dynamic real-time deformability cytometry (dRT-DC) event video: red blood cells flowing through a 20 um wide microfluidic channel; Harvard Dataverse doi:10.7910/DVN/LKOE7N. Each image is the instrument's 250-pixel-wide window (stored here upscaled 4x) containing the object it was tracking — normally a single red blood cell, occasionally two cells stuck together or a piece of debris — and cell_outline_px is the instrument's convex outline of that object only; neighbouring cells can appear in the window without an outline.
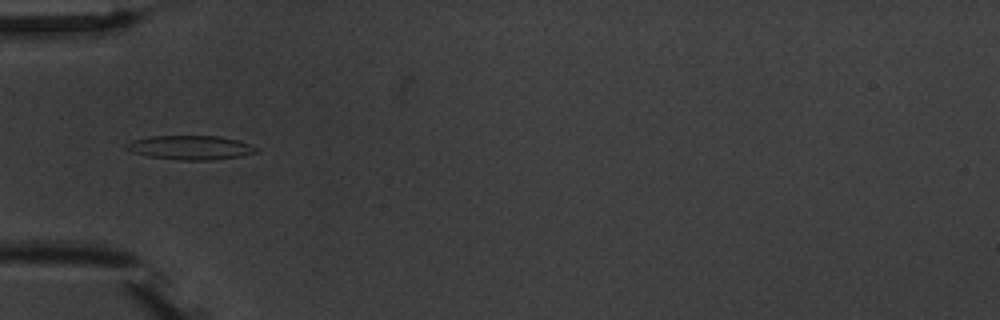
{"species": "common noctule bat (a hibernating species)", "species_latin": "Nyctalus noctula", "temperature_condition": "warm", "stored_images_in_passage": 7, "camera_frame_rate_fps": 3000, "um_per_image_px": 0.085, "animal": {"sex": "male", "body_mass_g": 20.1, "forearm_length_mm": 53.5}, "frame": {"image": 1, "passage_image": 5, "time_ms": 5.667, "image_size_px": [1000, 320], "cell_outline_px": [[260, 152], [240, 156], [212, 160], [180, 160], [148, 156], [132, 152], [124, 148], [124, 144], [132, 140], [152, 136], [220, 136], [236, 140], [260, 148]], "centroid_in_image_um": [16.18, 12.54], "position_along_channel_um": 68.8, "area_um2": 18.32}}
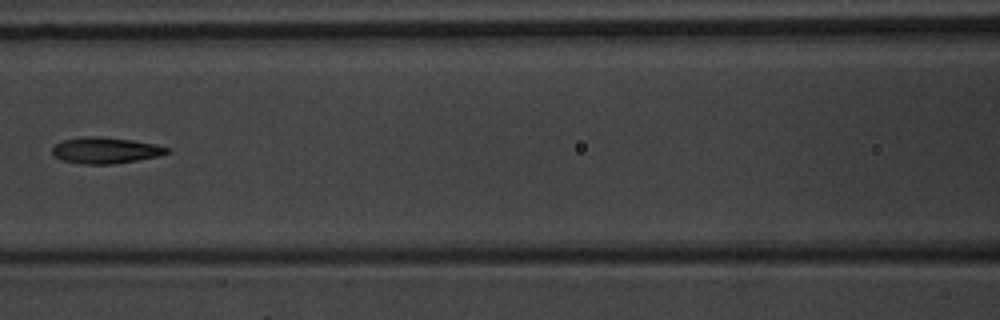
{"frame": {"image": 2, "passage_image": 7, "time_ms": 8.0, "image_size_px": [1000, 320], "cell_outline_px": [[168, 152], [160, 156], [112, 164], [80, 164], [64, 160], [56, 156], [52, 152], [52, 148], [56, 144], [64, 140], [84, 136], [96, 136], [132, 140], [156, 144], [168, 148]], "centroid_in_image_um": [8.97, 12.78], "position_along_channel_um": 157.6, "area_um2": 17.28}}